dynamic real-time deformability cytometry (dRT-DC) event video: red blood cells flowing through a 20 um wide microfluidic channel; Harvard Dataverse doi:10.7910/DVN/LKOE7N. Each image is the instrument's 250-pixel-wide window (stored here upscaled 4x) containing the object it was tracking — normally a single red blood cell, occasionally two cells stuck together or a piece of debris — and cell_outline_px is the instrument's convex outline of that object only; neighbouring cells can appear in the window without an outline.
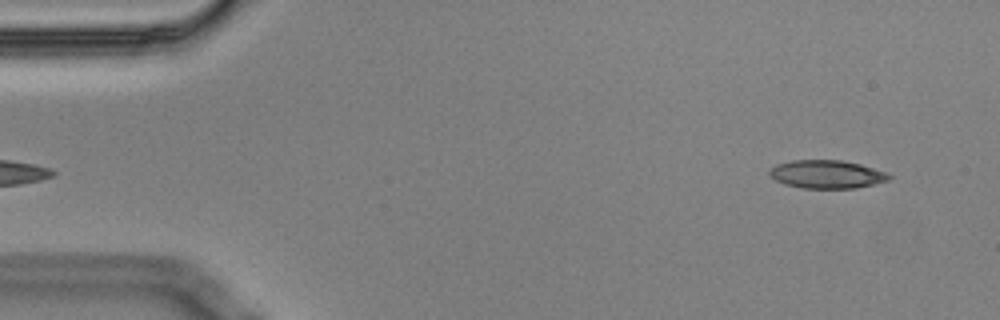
{"species": "Egyptian fruit bat (a non-hibernating species)", "species_latin": "Rousettus aegyptiacus", "temperature_condition": "cold", "stored_images_in_passage": 5, "segment_of_instrument_passage": [2, 2], "camera_frame_rate_fps": 3000, "um_per_image_px": 0.085, "animal": {"sex": "male"}, "frame": {"image": 1, "passage_image": 5, "time_ms": 1.333, "image_size_px": [1000, 320], "cell_outline_px": [[892, 176], [888, 180], [856, 188], [800, 188], [784, 184], [776, 180], [768, 172], [776, 164], [792, 160], [840, 160], [860, 164], [884, 172]], "centroid_in_image_um": [70.24, 14.81], "position_along_channel_um": 14.8, "area_um2": 19.42}}